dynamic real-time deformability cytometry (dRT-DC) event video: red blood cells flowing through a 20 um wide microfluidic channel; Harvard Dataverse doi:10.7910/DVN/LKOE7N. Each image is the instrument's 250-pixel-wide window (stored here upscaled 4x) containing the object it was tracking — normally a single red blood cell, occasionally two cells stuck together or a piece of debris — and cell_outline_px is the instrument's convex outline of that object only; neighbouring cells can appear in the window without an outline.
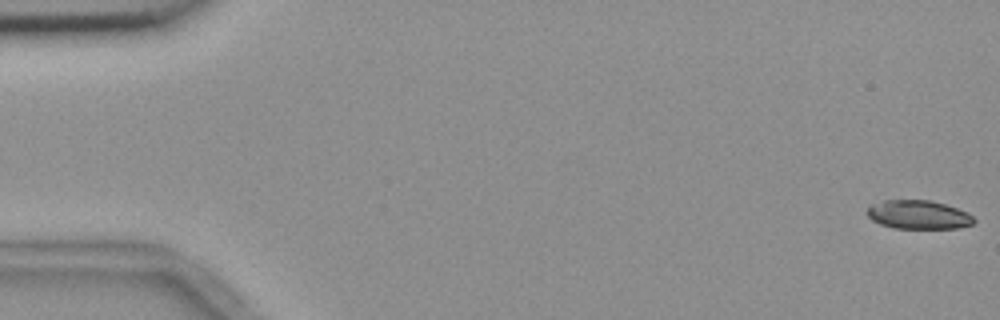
{"species": "common noctule bat (a hibernating species)", "species_latin": "Nyctalus noctula", "temperature_condition": "room temperature", "stored_images_in_passage": 20, "camera_frame_rate_fps": 3000, "um_per_image_px": 0.085, "animal": {"sex": "female", "body_mass_g": 18.4}, "frame": {"image": 1, "passage_image": 1, "time_ms": 0.0, "image_size_px": [1000, 320], "cell_outline_px": [[976, 220], [972, 224], [956, 228], [896, 228], [880, 224], [872, 220], [868, 216], [868, 208], [872, 204], [884, 200], [928, 200], [944, 204], [968, 212]], "centroid_in_image_um": [78.07, 18.25], "position_along_channel_um": 6.9, "area_um2": 17.69}}
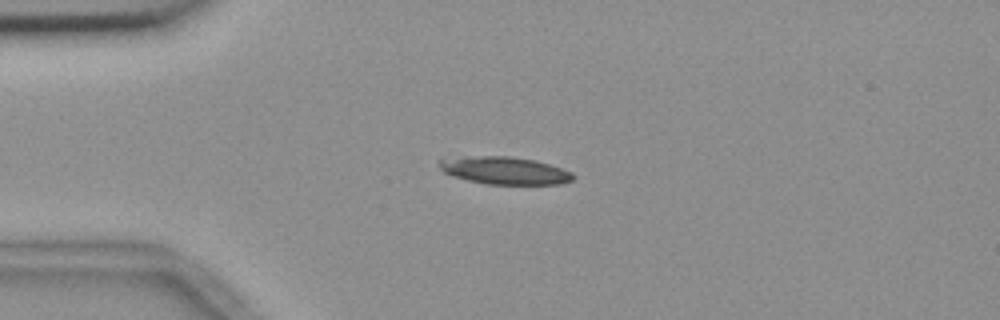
{"frame": {"image": 2, "passage_image": 14, "time_ms": 4.333, "image_size_px": [1000, 320], "cell_outline_px": [[576, 176], [572, 180], [560, 184], [488, 184], [468, 180], [452, 176], [444, 172], [440, 168], [440, 160], [464, 156], [508, 156], [536, 160], [572, 172]], "centroid_in_image_um": [42.91, 14.49], "position_along_channel_um": 42.1, "area_um2": 21.33}}